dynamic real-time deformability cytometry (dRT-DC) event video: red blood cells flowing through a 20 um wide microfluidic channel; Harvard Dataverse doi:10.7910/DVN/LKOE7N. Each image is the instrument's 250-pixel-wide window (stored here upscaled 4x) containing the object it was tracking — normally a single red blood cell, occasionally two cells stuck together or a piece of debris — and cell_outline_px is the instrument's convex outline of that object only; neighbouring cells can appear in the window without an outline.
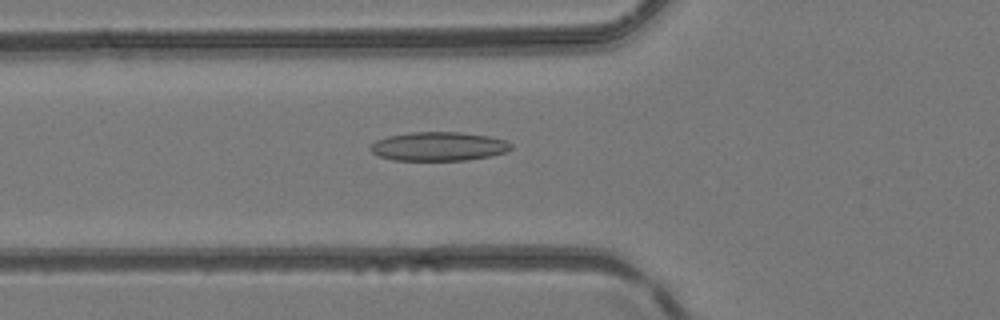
{"species": "common noctule bat (a hibernating species)", "species_latin": "Nyctalus noctula", "temperature_condition": "room temperature", "stored_images_in_passage": 20, "camera_frame_rate_fps": 3000, "um_per_image_px": 0.085, "animal": {"sex": "female", "body_mass_g": 24.6, "forearm_length_mm": 56.2}, "frame": {"image": 1, "passage_image": 3, "time_ms": 0.667, "image_size_px": [1000, 320], "cell_outline_px": [[512, 148], [504, 152], [488, 156], [464, 160], [392, 160], [380, 156], [372, 152], [372, 144], [376, 140], [388, 136], [412, 132], [460, 132], [488, 136], [508, 140], [512, 144]], "centroid_in_image_um": [37.3, 12.43], "position_along_channel_um": 88.5, "area_um2": 23.47}}
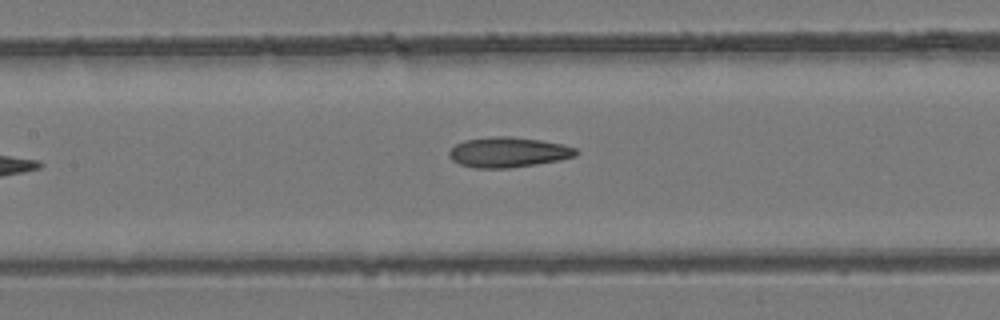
{"frame": {"image": 2, "passage_image": 8, "time_ms": 2.333, "image_size_px": [1000, 320], "cell_outline_px": [[580, 152], [576, 156], [560, 160], [536, 164], [508, 168], [476, 168], [460, 164], [452, 160], [448, 156], [448, 152], [456, 144], [464, 140], [496, 136], [512, 136], [540, 140], [564, 144], [576, 148]], "centroid_in_image_um": [43.22, 12.93], "position_along_channel_um": 164.2, "area_um2": 22.43}}
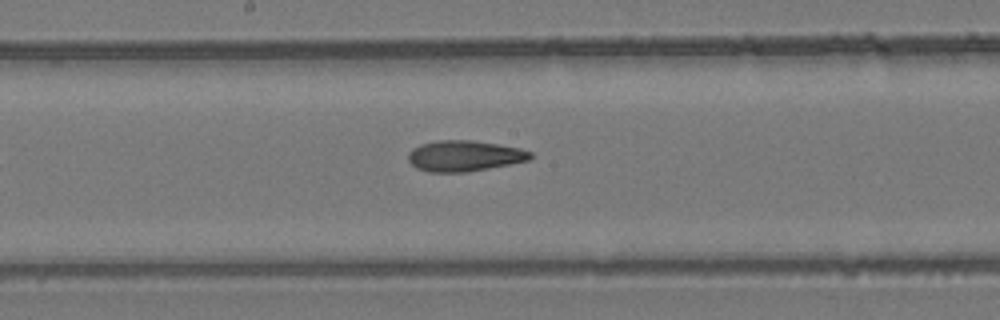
{"frame": {"image": 3, "passage_image": 11, "time_ms": 3.333, "image_size_px": [1000, 320], "cell_outline_px": [[532, 156], [528, 160], [468, 172], [428, 172], [416, 168], [408, 160], [408, 152], [412, 148], [420, 144], [436, 140], [472, 140], [520, 148], [532, 152]], "centroid_in_image_um": [39.42, 13.25], "position_along_channel_um": 208.8, "area_um2": 21.91}}